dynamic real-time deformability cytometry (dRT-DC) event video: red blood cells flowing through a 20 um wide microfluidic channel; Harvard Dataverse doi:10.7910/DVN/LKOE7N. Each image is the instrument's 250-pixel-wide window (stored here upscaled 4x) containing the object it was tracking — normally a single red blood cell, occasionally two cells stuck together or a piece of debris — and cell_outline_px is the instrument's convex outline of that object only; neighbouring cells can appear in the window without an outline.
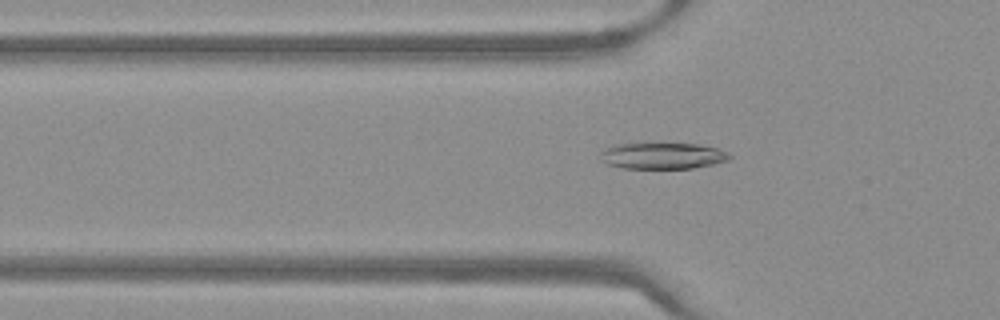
{"species": "Egyptian fruit bat (a non-hibernating species)", "species_latin": "Rousettus aegyptiacus", "temperature_condition": "warm", "stored_images_in_passage": 36, "camera_frame_rate_fps": 3000, "um_per_image_px": 0.085, "frame": {"image": 1, "passage_image": 3, "time_ms": 0.667, "image_size_px": [1000, 320], "cell_outline_px": [[732, 156], [728, 160], [712, 164], [692, 168], [624, 168], [608, 164], [600, 160], [600, 152], [612, 144], [640, 140], [696, 144], [716, 148], [728, 152]], "centroid_in_image_um": [56.23, 13.18], "position_along_channel_um": 69.6, "area_um2": 20.81}}
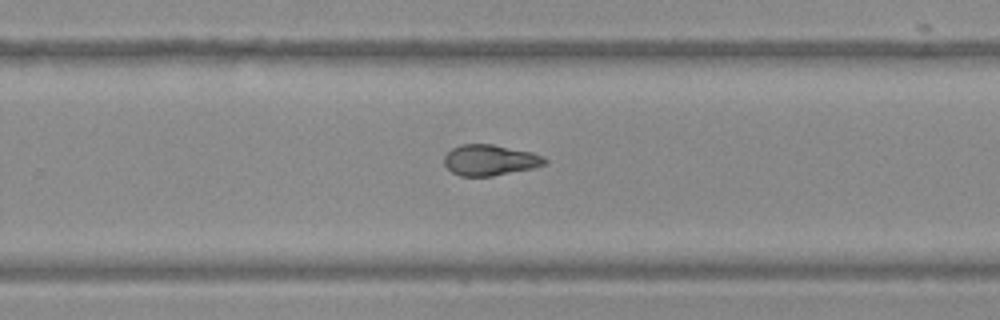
{"frame": {"image": 2, "passage_image": 19, "time_ms": 6.0, "image_size_px": [1000, 320], "cell_outline_px": [[548, 164], [532, 168], [492, 176], [460, 176], [452, 172], [444, 164], [444, 156], [452, 148], [460, 144], [492, 144], [532, 152], [544, 156], [548, 160]], "centroid_in_image_um": [41.66, 13.6], "position_along_channel_um": 288.1, "area_um2": 18.15}}
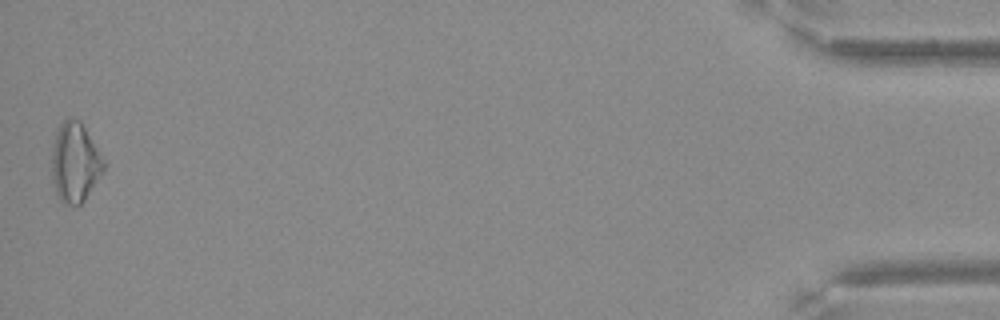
{"frame": {"image": 3, "passage_image": 36, "time_ms": 11.667, "image_size_px": [1000, 320], "cell_outline_px": [[104, 168], [84, 200], [76, 208], [64, 204], [60, 200], [56, 192], [52, 180], [52, 144], [56, 128], [68, 116], [72, 116], [80, 120], [104, 160]], "centroid_in_image_um": [6.33, 13.79], "position_along_channel_um": 428.9, "area_um2": 24.16}}